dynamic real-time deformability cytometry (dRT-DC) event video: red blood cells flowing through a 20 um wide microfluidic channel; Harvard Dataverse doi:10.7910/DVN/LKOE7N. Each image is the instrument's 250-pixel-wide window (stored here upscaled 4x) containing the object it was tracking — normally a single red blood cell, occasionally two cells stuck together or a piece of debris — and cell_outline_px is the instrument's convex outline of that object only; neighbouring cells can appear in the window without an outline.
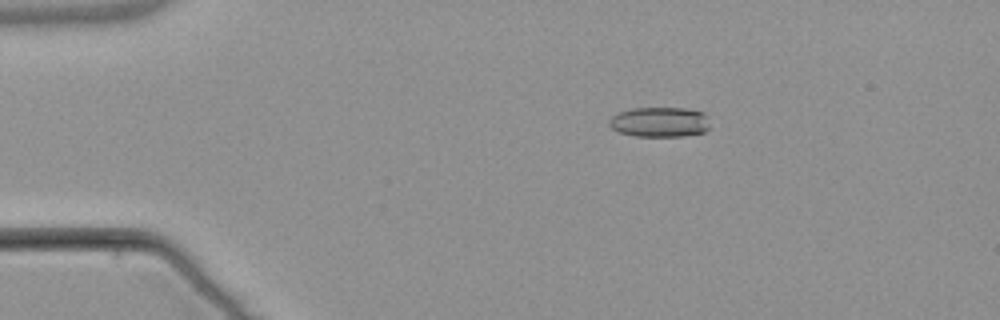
{"species": "common noctule bat (a hibernating species)", "species_latin": "Nyctalus noctula", "temperature_condition": "warm", "stored_images_in_passage": 5, "camera_frame_rate_fps": 3000, "um_per_image_px": 0.085, "animal": {"sex": "male", "body_mass_g": 21.5, "forearm_length_mm": 52.0}, "frame": {"image": 1, "passage_image": 1, "time_ms": 0.0, "image_size_px": [1000, 320], "cell_outline_px": [[708, 128], [704, 132], [684, 136], [636, 136], [620, 132], [612, 128], [608, 124], [608, 120], [612, 116], [620, 112], [632, 108], [688, 108], [704, 112], [708, 116]], "centroid_in_image_um": [56.09, 10.36], "position_along_channel_um": 28.9, "area_um2": 17.69}}
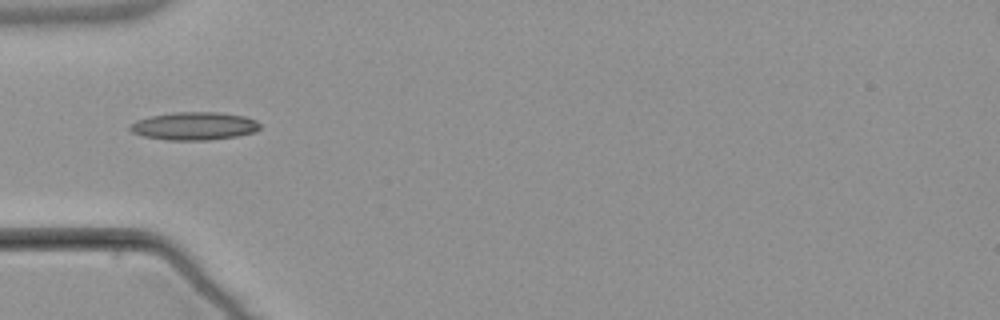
{"frame": {"image": 2, "passage_image": 3, "time_ms": 2.667, "image_size_px": [1000, 320], "cell_outline_px": [[260, 128], [256, 132], [236, 136], [208, 140], [168, 140], [144, 136], [132, 132], [128, 128], [136, 120], [152, 116], [172, 112], [220, 112], [244, 116], [256, 120], [260, 124]], "centroid_in_image_um": [16.53, 10.71], "position_along_channel_um": 68.5, "area_um2": 21.15}}
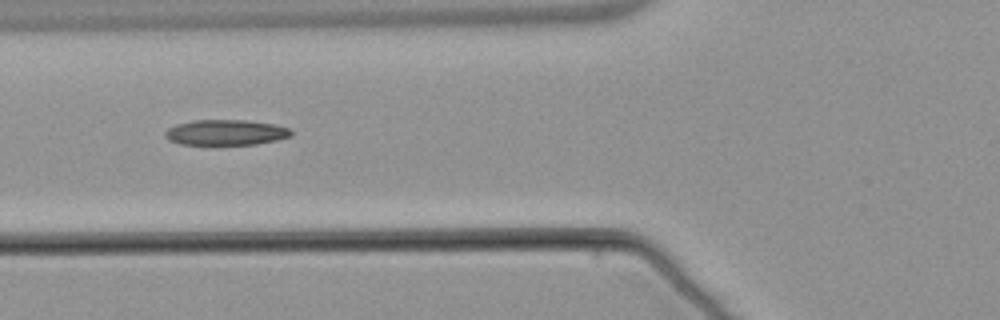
{"frame": {"image": 3, "passage_image": 4, "time_ms": 3.667, "image_size_px": [1000, 320], "cell_outline_px": [[292, 136], [276, 140], [256, 144], [216, 148], [180, 144], [168, 140], [164, 136], [164, 132], [168, 128], [176, 124], [196, 120], [248, 120], [272, 124], [288, 128], [292, 132]], "centroid_in_image_um": [19.13, 11.32], "position_along_channel_um": 106.7, "area_um2": 19.71}}